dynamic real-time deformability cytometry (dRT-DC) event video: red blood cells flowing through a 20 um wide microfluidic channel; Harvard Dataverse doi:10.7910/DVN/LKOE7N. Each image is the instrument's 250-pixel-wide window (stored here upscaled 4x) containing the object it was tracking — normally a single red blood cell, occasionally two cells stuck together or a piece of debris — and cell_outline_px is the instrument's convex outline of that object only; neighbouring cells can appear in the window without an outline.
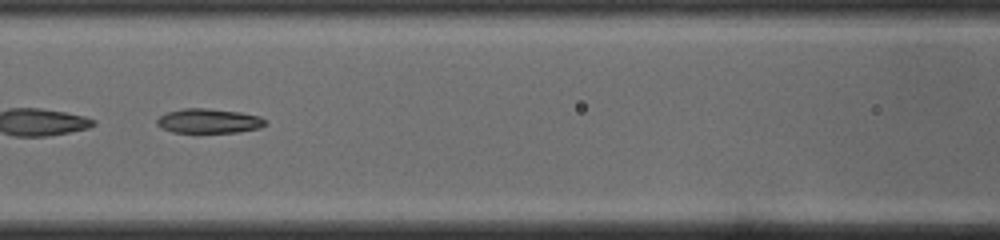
{"species": "common noctule bat (a hibernating species)", "species_latin": "Nyctalus noctula", "temperature_condition": "cold", "stored_images_in_passage": 50, "camera_frame_rate_fps": 3000, "um_per_image_px": 0.085, "animal": {"sex": "male", "body_mass_g": 19.0, "forearm_length_mm": 50.8}, "frame": {"image": 1, "passage_image": 22, "time_ms": 7.0, "image_size_px": [1000, 240], "cell_outline_px": [[268, 124], [260, 128], [236, 132], [172, 132], [160, 128], [156, 124], [156, 120], [160, 116], [168, 112], [184, 108], [208, 108], [240, 112], [260, 116], [268, 120]], "centroid_in_image_um": [17.77, 10.28], "position_along_channel_um": 148.8, "area_um2": 15.61}, "authors_computed_cell_mechanics": {"area_um2": 18.6694, "velocity_mm_per_s": 3.9016, "shape_relaxation_time_tau1_ms": 7.3101, "shape_relaxation_time_tau2_ms": 3.579, "deformation_change_tau1": 0.2058, "deformation_change_tau2": 0.1029}}